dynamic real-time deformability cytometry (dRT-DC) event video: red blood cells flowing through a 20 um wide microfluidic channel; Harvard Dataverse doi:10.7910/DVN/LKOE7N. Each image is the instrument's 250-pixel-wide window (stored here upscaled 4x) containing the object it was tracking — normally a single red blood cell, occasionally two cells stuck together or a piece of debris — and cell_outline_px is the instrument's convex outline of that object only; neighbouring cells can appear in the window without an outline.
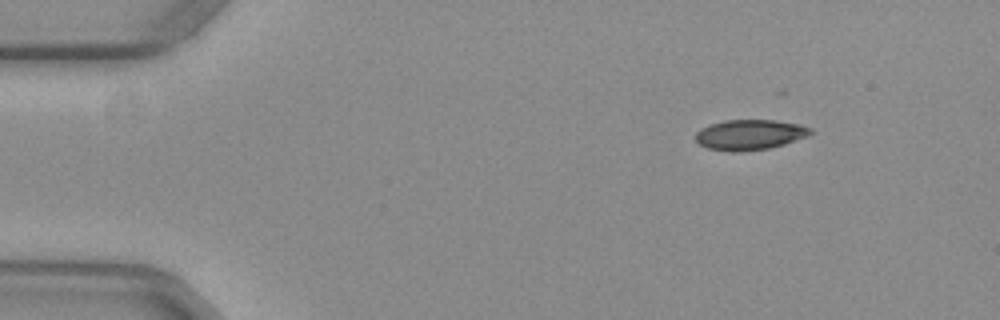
{"species": "common noctule bat (a hibernating species)", "species_latin": "Nyctalus noctula", "temperature_condition": "warm", "stored_images_in_passage": 21, "camera_frame_rate_fps": 3000, "um_per_image_px": 0.085, "animal": {"sex": "female", "body_mass_g": 29.2, "forearm_length_mm": 56.3}, "frame": {"image": 1, "passage_image": 1, "time_ms": 0.0, "image_size_px": [1000, 320], "cell_outline_px": [[812, 132], [808, 136], [784, 144], [768, 148], [736, 152], [728, 152], [708, 148], [700, 144], [696, 140], [696, 132], [700, 128], [724, 120], [776, 120], [800, 124], [812, 128]], "centroid_in_image_um": [63.74, 11.45], "position_along_channel_um": 21.3, "area_um2": 20.29}}
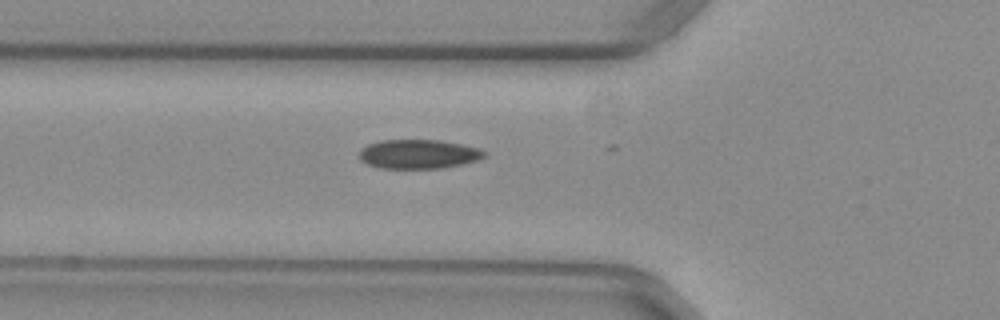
{"frame": {"image": 2, "passage_image": 13, "time_ms": 4.0, "image_size_px": [1000, 320], "cell_outline_px": [[488, 156], [476, 160], [460, 164], [440, 168], [380, 168], [368, 164], [360, 160], [360, 148], [368, 144], [380, 140], [440, 140], [460, 144], [476, 148], [488, 152]], "centroid_in_image_um": [35.56, 13.09], "position_along_channel_um": 90.2, "area_um2": 21.15}}